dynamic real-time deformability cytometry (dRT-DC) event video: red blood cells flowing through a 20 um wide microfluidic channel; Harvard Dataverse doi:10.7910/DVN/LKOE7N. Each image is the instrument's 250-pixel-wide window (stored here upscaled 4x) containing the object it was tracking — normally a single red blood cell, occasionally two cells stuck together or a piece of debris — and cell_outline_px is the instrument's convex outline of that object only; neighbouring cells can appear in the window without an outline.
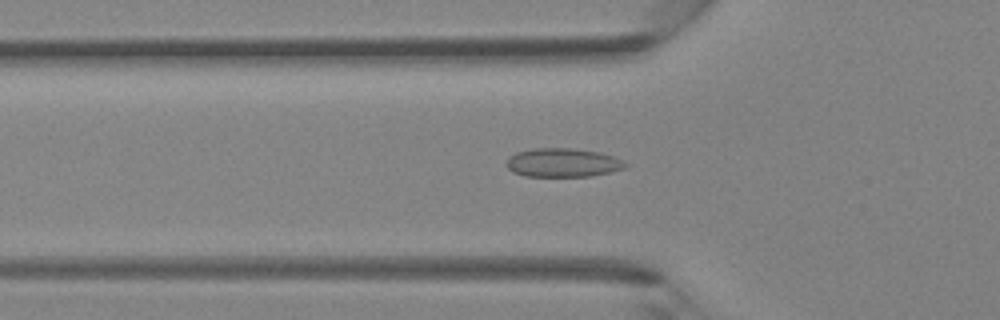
{"species": "Egyptian fruit bat (a non-hibernating species)", "species_latin": "Rousettus aegyptiacus", "temperature_condition": "room temperature", "stored_images_in_passage": 37, "camera_frame_rate_fps": 3000, "um_per_image_px": 0.085, "animal": {"sex": "female"}, "frame": {"image": 1, "passage_image": 13, "time_ms": 4.0, "image_size_px": [1000, 320], "cell_outline_px": [[628, 164], [624, 168], [612, 172], [592, 176], [524, 176], [512, 172], [504, 164], [508, 156], [516, 152], [532, 148], [572, 148], [596, 152], [612, 156], [624, 160]], "centroid_in_image_um": [47.79, 13.83], "position_along_channel_um": 78.0, "area_um2": 20.11}}
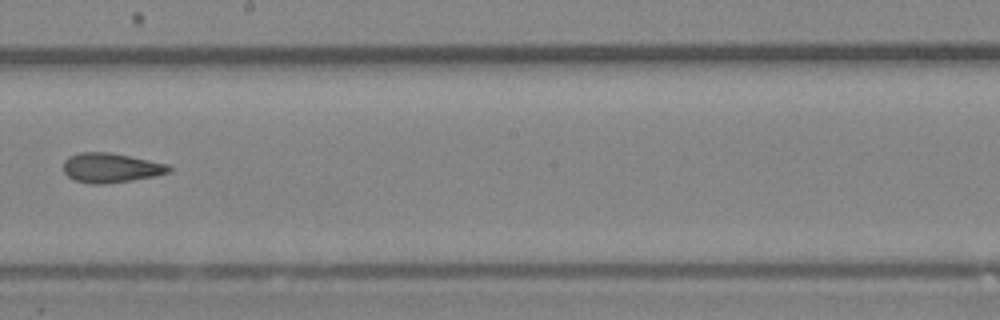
{"frame": {"image": 2, "passage_image": 23, "time_ms": 7.333, "image_size_px": [1000, 320], "cell_outline_px": [[172, 172], [156, 176], [132, 180], [104, 184], [88, 184], [76, 180], [68, 176], [64, 172], [64, 160], [68, 156], [80, 152], [108, 152], [168, 164], [172, 168]], "centroid_in_image_um": [9.43, 14.27], "position_along_channel_um": 238.8, "area_um2": 18.21}}
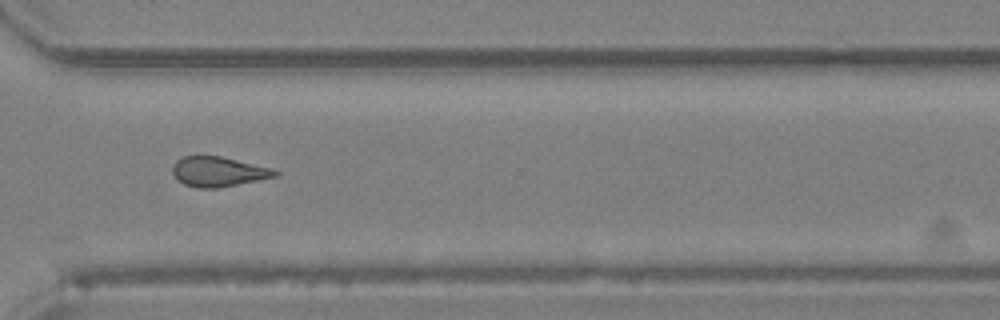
{"frame": {"image": 3, "passage_image": 30, "time_ms": 9.667, "image_size_px": [1000, 320], "cell_outline_px": [[280, 172], [276, 176], [220, 188], [196, 188], [184, 184], [176, 180], [172, 172], [172, 168], [176, 160], [184, 156], [220, 156], [272, 168]], "centroid_in_image_um": [18.52, 14.6], "position_along_channel_um": 352.1, "area_um2": 17.86}}